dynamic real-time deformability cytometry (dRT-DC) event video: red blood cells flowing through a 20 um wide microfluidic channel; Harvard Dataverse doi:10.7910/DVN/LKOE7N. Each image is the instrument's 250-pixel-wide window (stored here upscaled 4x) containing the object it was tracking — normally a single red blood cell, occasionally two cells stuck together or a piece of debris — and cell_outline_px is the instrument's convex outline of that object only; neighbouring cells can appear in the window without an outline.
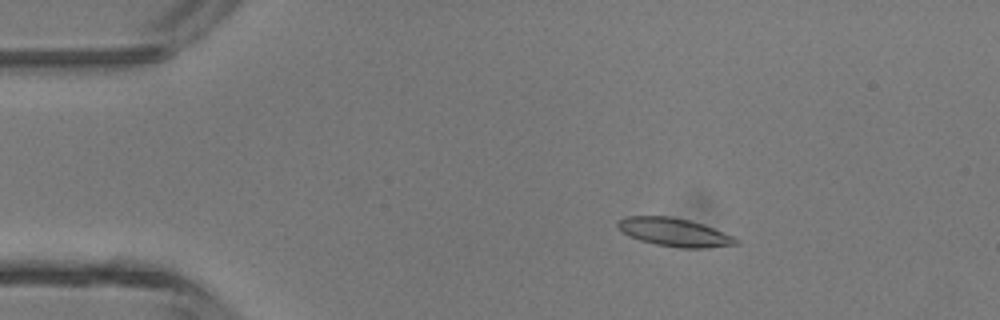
{"species": "common noctule bat (a hibernating species)", "species_latin": "Nyctalus noctula", "temperature_condition": "room temperature", "stored_images_in_passage": 5, "camera_frame_rate_fps": 3000, "um_per_image_px": 0.085, "animal": {"sex": "male", "body_mass_g": 13.3}, "frame": {"image": 1, "passage_image": 3, "time_ms": 0.667, "image_size_px": [1000, 320], "cell_outline_px": [[740, 244], [704, 248], [680, 248], [656, 244], [640, 240], [628, 236], [616, 224], [616, 220], [624, 216], [668, 216], [688, 220], [712, 228], [732, 236], [740, 240]], "centroid_in_image_um": [57.29, 19.74], "position_along_channel_um": 27.7, "area_um2": 19.31}}
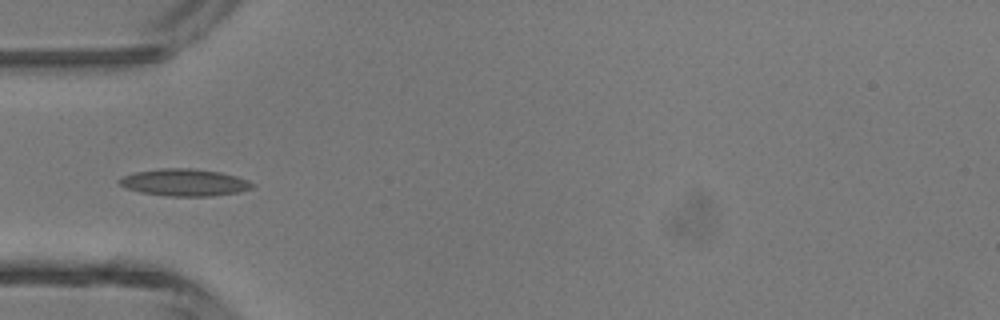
{"frame": {"image": 2, "passage_image": 5, "time_ms": 1.333, "image_size_px": [1000, 320], "cell_outline_px": [[256, 184], [252, 188], [240, 192], [212, 196], [168, 196], [140, 192], [124, 188], [116, 180], [124, 176], [136, 172], [164, 168], [192, 168], [220, 172], [236, 176], [248, 180]], "centroid_in_image_um": [15.7, 15.51], "position_along_channel_um": 69.3, "area_um2": 21.04}}